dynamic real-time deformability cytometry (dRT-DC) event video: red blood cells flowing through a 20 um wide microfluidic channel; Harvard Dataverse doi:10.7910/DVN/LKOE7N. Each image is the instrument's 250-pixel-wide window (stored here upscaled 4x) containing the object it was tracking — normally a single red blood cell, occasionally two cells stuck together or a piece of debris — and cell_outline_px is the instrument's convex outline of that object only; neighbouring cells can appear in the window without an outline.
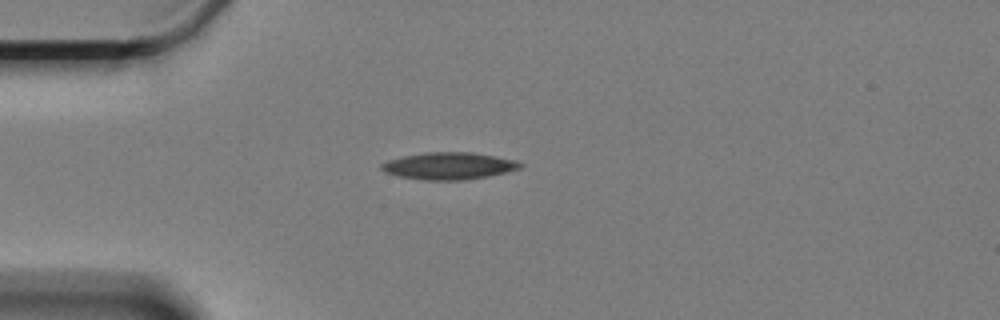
{"species": "Egyptian fruit bat (a non-hibernating species)", "species_latin": "Rousettus aegyptiacus", "temperature_condition": "cold", "stored_images_in_passage": 33, "camera_frame_rate_fps": 3000, "um_per_image_px": 0.085, "animal": {"sex": "female"}, "frame": {"image": 1, "passage_image": 1, "time_ms": 0.0, "image_size_px": [1000, 320], "cell_outline_px": [[524, 164], [520, 168], [508, 172], [468, 180], [420, 180], [400, 176], [384, 172], [380, 168], [380, 164], [388, 160], [404, 156], [428, 152], [472, 152], [516, 160]], "centroid_in_image_um": [38.17, 14.11], "position_along_channel_um": 46.8, "area_um2": 21.96}}
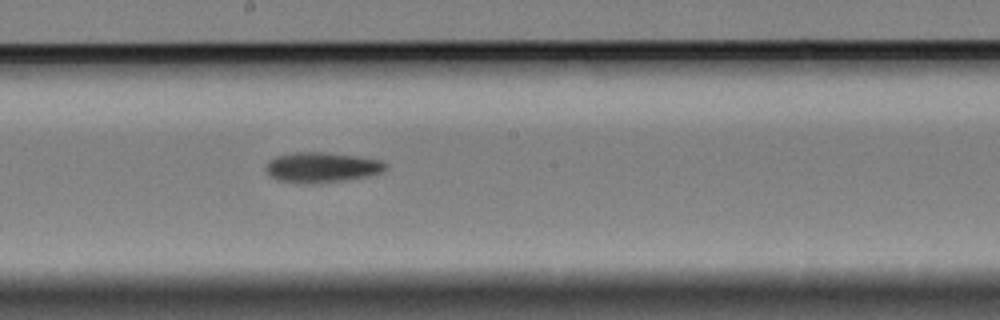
{"frame": {"image": 2, "passage_image": 18, "time_ms": 5.667, "image_size_px": [1000, 320], "cell_outline_px": [[388, 168], [384, 172], [372, 176], [344, 180], [312, 184], [304, 184], [276, 180], [268, 172], [268, 160], [276, 156], [292, 152], [324, 152], [380, 160], [388, 164]], "centroid_in_image_um": [27.4, 14.24], "position_along_channel_um": 220.8, "area_um2": 21.15}}
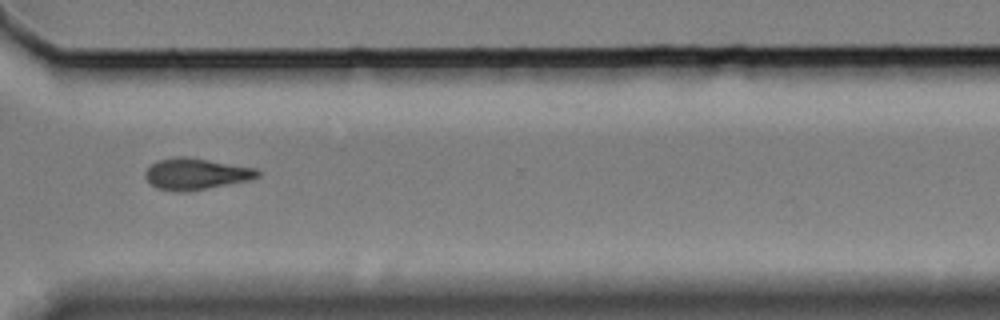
{"frame": {"image": 3, "passage_image": 30, "time_ms": 9.667, "image_size_px": [1000, 320], "cell_outline_px": [[260, 176], [252, 180], [188, 192], [172, 192], [156, 188], [144, 176], [148, 168], [152, 164], [160, 160], [176, 156], [184, 156], [256, 168], [260, 172]], "centroid_in_image_um": [16.68, 14.8], "position_along_channel_um": 353.9, "area_um2": 20.63}, "authors_computed_cell_mechanics": {"area_um2": 20.6924, "velocity_mm_per_s": 3.3345, "shape_relaxation_time_tau1_ms": 8.0062, "shape_relaxation_time_tau2_ms": null, "deformation_change_tau1": 0.1441, "deformation_change_tau2": null}}